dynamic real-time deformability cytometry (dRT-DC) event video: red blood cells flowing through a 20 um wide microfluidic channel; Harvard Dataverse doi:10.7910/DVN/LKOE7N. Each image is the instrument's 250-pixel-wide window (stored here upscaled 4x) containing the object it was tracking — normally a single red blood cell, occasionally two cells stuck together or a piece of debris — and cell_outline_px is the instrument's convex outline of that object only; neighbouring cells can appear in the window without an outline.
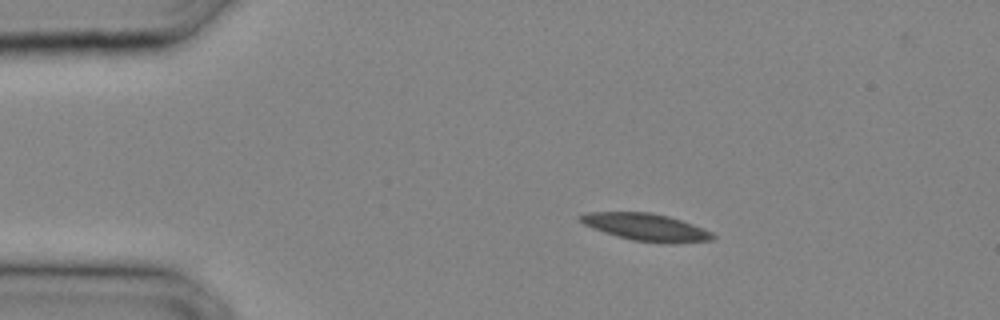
{"species": "common noctule bat (a hibernating species)", "species_latin": "Nyctalus noctula", "temperature_condition": "cold", "stored_images_in_passage": 9, "camera_frame_rate_fps": 3000, "um_per_image_px": 0.085, "animal": {"sex": "male", "body_mass_g": 20.4}, "frame": {"image": 1, "passage_image": 1, "time_ms": 0.0, "image_size_px": [1000, 320], "cell_outline_px": [[716, 236], [712, 240], [672, 244], [632, 240], [616, 236], [604, 232], [584, 224], [576, 216], [588, 212], [652, 212], [668, 216], [692, 224], [712, 232]], "centroid_in_image_um": [54.92, 19.31], "position_along_channel_um": 30.1, "area_um2": 21.04}}